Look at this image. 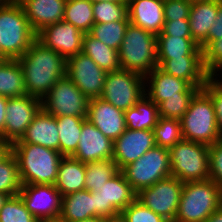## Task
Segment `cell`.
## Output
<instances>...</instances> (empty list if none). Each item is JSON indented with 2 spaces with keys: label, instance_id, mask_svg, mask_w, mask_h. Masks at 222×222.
Segmentation results:
<instances>
[{
  "label": "cell",
  "instance_id": "cell-1",
  "mask_svg": "<svg viewBox=\"0 0 222 222\" xmlns=\"http://www.w3.org/2000/svg\"><path fill=\"white\" fill-rule=\"evenodd\" d=\"M17 60L22 68L27 95L41 100L66 75L67 60L37 39Z\"/></svg>",
  "mask_w": 222,
  "mask_h": 222
},
{
  "label": "cell",
  "instance_id": "cell-2",
  "mask_svg": "<svg viewBox=\"0 0 222 222\" xmlns=\"http://www.w3.org/2000/svg\"><path fill=\"white\" fill-rule=\"evenodd\" d=\"M36 36L21 4L17 0H3L0 3V55L7 60L19 59Z\"/></svg>",
  "mask_w": 222,
  "mask_h": 222
},
{
  "label": "cell",
  "instance_id": "cell-3",
  "mask_svg": "<svg viewBox=\"0 0 222 222\" xmlns=\"http://www.w3.org/2000/svg\"><path fill=\"white\" fill-rule=\"evenodd\" d=\"M22 184H55L59 163L64 157L38 144L12 143Z\"/></svg>",
  "mask_w": 222,
  "mask_h": 222
},
{
  "label": "cell",
  "instance_id": "cell-4",
  "mask_svg": "<svg viewBox=\"0 0 222 222\" xmlns=\"http://www.w3.org/2000/svg\"><path fill=\"white\" fill-rule=\"evenodd\" d=\"M222 205V189L212 180L184 182L174 222H204Z\"/></svg>",
  "mask_w": 222,
  "mask_h": 222
},
{
  "label": "cell",
  "instance_id": "cell-5",
  "mask_svg": "<svg viewBox=\"0 0 222 222\" xmlns=\"http://www.w3.org/2000/svg\"><path fill=\"white\" fill-rule=\"evenodd\" d=\"M118 55L121 69L145 77L158 67L157 36L129 23Z\"/></svg>",
  "mask_w": 222,
  "mask_h": 222
},
{
  "label": "cell",
  "instance_id": "cell-6",
  "mask_svg": "<svg viewBox=\"0 0 222 222\" xmlns=\"http://www.w3.org/2000/svg\"><path fill=\"white\" fill-rule=\"evenodd\" d=\"M180 122L183 139L208 146L221 139L213 102L203 89L194 95Z\"/></svg>",
  "mask_w": 222,
  "mask_h": 222
},
{
  "label": "cell",
  "instance_id": "cell-7",
  "mask_svg": "<svg viewBox=\"0 0 222 222\" xmlns=\"http://www.w3.org/2000/svg\"><path fill=\"white\" fill-rule=\"evenodd\" d=\"M168 150L172 177L183 183L210 179L208 145L182 139Z\"/></svg>",
  "mask_w": 222,
  "mask_h": 222
},
{
  "label": "cell",
  "instance_id": "cell-8",
  "mask_svg": "<svg viewBox=\"0 0 222 222\" xmlns=\"http://www.w3.org/2000/svg\"><path fill=\"white\" fill-rule=\"evenodd\" d=\"M121 171L126 181L138 193L141 189L151 187L171 176L169 150L155 146Z\"/></svg>",
  "mask_w": 222,
  "mask_h": 222
},
{
  "label": "cell",
  "instance_id": "cell-9",
  "mask_svg": "<svg viewBox=\"0 0 222 222\" xmlns=\"http://www.w3.org/2000/svg\"><path fill=\"white\" fill-rule=\"evenodd\" d=\"M145 77L125 69L107 72L100 96L117 109L126 111L145 95Z\"/></svg>",
  "mask_w": 222,
  "mask_h": 222
},
{
  "label": "cell",
  "instance_id": "cell-10",
  "mask_svg": "<svg viewBox=\"0 0 222 222\" xmlns=\"http://www.w3.org/2000/svg\"><path fill=\"white\" fill-rule=\"evenodd\" d=\"M89 99L65 75L42 98V109L55 117H87Z\"/></svg>",
  "mask_w": 222,
  "mask_h": 222
},
{
  "label": "cell",
  "instance_id": "cell-11",
  "mask_svg": "<svg viewBox=\"0 0 222 222\" xmlns=\"http://www.w3.org/2000/svg\"><path fill=\"white\" fill-rule=\"evenodd\" d=\"M184 183L167 177L137 193V200L169 222H174Z\"/></svg>",
  "mask_w": 222,
  "mask_h": 222
},
{
  "label": "cell",
  "instance_id": "cell-12",
  "mask_svg": "<svg viewBox=\"0 0 222 222\" xmlns=\"http://www.w3.org/2000/svg\"><path fill=\"white\" fill-rule=\"evenodd\" d=\"M94 193L95 217H108L121 213L137 199V192L126 181L121 170Z\"/></svg>",
  "mask_w": 222,
  "mask_h": 222
},
{
  "label": "cell",
  "instance_id": "cell-13",
  "mask_svg": "<svg viewBox=\"0 0 222 222\" xmlns=\"http://www.w3.org/2000/svg\"><path fill=\"white\" fill-rule=\"evenodd\" d=\"M18 195L38 221L59 218L63 196L55 185L22 184Z\"/></svg>",
  "mask_w": 222,
  "mask_h": 222
},
{
  "label": "cell",
  "instance_id": "cell-14",
  "mask_svg": "<svg viewBox=\"0 0 222 222\" xmlns=\"http://www.w3.org/2000/svg\"><path fill=\"white\" fill-rule=\"evenodd\" d=\"M106 74L105 70L82 52L67 59L66 76L88 99L101 96Z\"/></svg>",
  "mask_w": 222,
  "mask_h": 222
},
{
  "label": "cell",
  "instance_id": "cell-15",
  "mask_svg": "<svg viewBox=\"0 0 222 222\" xmlns=\"http://www.w3.org/2000/svg\"><path fill=\"white\" fill-rule=\"evenodd\" d=\"M41 109V99L34 96L25 95L8 98L4 139L11 144L20 140Z\"/></svg>",
  "mask_w": 222,
  "mask_h": 222
},
{
  "label": "cell",
  "instance_id": "cell-16",
  "mask_svg": "<svg viewBox=\"0 0 222 222\" xmlns=\"http://www.w3.org/2000/svg\"><path fill=\"white\" fill-rule=\"evenodd\" d=\"M85 33L64 20L48 25L37 33L36 39L66 60L82 51Z\"/></svg>",
  "mask_w": 222,
  "mask_h": 222
},
{
  "label": "cell",
  "instance_id": "cell-17",
  "mask_svg": "<svg viewBox=\"0 0 222 222\" xmlns=\"http://www.w3.org/2000/svg\"><path fill=\"white\" fill-rule=\"evenodd\" d=\"M156 146L153 130L125 129L113 142V160L118 170L135 162Z\"/></svg>",
  "mask_w": 222,
  "mask_h": 222
},
{
  "label": "cell",
  "instance_id": "cell-18",
  "mask_svg": "<svg viewBox=\"0 0 222 222\" xmlns=\"http://www.w3.org/2000/svg\"><path fill=\"white\" fill-rule=\"evenodd\" d=\"M150 79V80H149ZM149 80V82H148ZM145 84H149L147 95L157 106L168 97H194L200 90L191 86L187 81L176 78L159 67L154 68L145 76Z\"/></svg>",
  "mask_w": 222,
  "mask_h": 222
},
{
  "label": "cell",
  "instance_id": "cell-19",
  "mask_svg": "<svg viewBox=\"0 0 222 222\" xmlns=\"http://www.w3.org/2000/svg\"><path fill=\"white\" fill-rule=\"evenodd\" d=\"M86 119L113 142L127 128L124 111L100 97L89 99Z\"/></svg>",
  "mask_w": 222,
  "mask_h": 222
},
{
  "label": "cell",
  "instance_id": "cell-20",
  "mask_svg": "<svg viewBox=\"0 0 222 222\" xmlns=\"http://www.w3.org/2000/svg\"><path fill=\"white\" fill-rule=\"evenodd\" d=\"M71 157L83 163L113 159V141L86 120L82 124L77 150Z\"/></svg>",
  "mask_w": 222,
  "mask_h": 222
},
{
  "label": "cell",
  "instance_id": "cell-21",
  "mask_svg": "<svg viewBox=\"0 0 222 222\" xmlns=\"http://www.w3.org/2000/svg\"><path fill=\"white\" fill-rule=\"evenodd\" d=\"M129 22L156 36L162 32L164 0H127Z\"/></svg>",
  "mask_w": 222,
  "mask_h": 222
},
{
  "label": "cell",
  "instance_id": "cell-22",
  "mask_svg": "<svg viewBox=\"0 0 222 222\" xmlns=\"http://www.w3.org/2000/svg\"><path fill=\"white\" fill-rule=\"evenodd\" d=\"M158 67L167 74L187 81L198 89H202L210 78L204 67L203 56L158 60Z\"/></svg>",
  "mask_w": 222,
  "mask_h": 222
},
{
  "label": "cell",
  "instance_id": "cell-23",
  "mask_svg": "<svg viewBox=\"0 0 222 222\" xmlns=\"http://www.w3.org/2000/svg\"><path fill=\"white\" fill-rule=\"evenodd\" d=\"M17 1L21 4L31 28L37 34L46 26L63 20L67 0Z\"/></svg>",
  "mask_w": 222,
  "mask_h": 222
},
{
  "label": "cell",
  "instance_id": "cell-24",
  "mask_svg": "<svg viewBox=\"0 0 222 222\" xmlns=\"http://www.w3.org/2000/svg\"><path fill=\"white\" fill-rule=\"evenodd\" d=\"M14 143H31L59 151V132L56 117L41 109L27 127L25 134Z\"/></svg>",
  "mask_w": 222,
  "mask_h": 222
},
{
  "label": "cell",
  "instance_id": "cell-25",
  "mask_svg": "<svg viewBox=\"0 0 222 222\" xmlns=\"http://www.w3.org/2000/svg\"><path fill=\"white\" fill-rule=\"evenodd\" d=\"M218 16V0L194 1L188 17L192 39L203 50L208 45V32Z\"/></svg>",
  "mask_w": 222,
  "mask_h": 222
},
{
  "label": "cell",
  "instance_id": "cell-26",
  "mask_svg": "<svg viewBox=\"0 0 222 222\" xmlns=\"http://www.w3.org/2000/svg\"><path fill=\"white\" fill-rule=\"evenodd\" d=\"M86 163L65 156L59 163L55 187L62 196L85 190Z\"/></svg>",
  "mask_w": 222,
  "mask_h": 222
},
{
  "label": "cell",
  "instance_id": "cell-27",
  "mask_svg": "<svg viewBox=\"0 0 222 222\" xmlns=\"http://www.w3.org/2000/svg\"><path fill=\"white\" fill-rule=\"evenodd\" d=\"M91 217H95L93 192L82 190L62 197L60 219L78 222Z\"/></svg>",
  "mask_w": 222,
  "mask_h": 222
},
{
  "label": "cell",
  "instance_id": "cell-28",
  "mask_svg": "<svg viewBox=\"0 0 222 222\" xmlns=\"http://www.w3.org/2000/svg\"><path fill=\"white\" fill-rule=\"evenodd\" d=\"M127 129L153 130L159 119L158 106L144 95L134 107L124 111Z\"/></svg>",
  "mask_w": 222,
  "mask_h": 222
},
{
  "label": "cell",
  "instance_id": "cell-29",
  "mask_svg": "<svg viewBox=\"0 0 222 222\" xmlns=\"http://www.w3.org/2000/svg\"><path fill=\"white\" fill-rule=\"evenodd\" d=\"M203 56L201 47L192 38L157 36V60Z\"/></svg>",
  "mask_w": 222,
  "mask_h": 222
},
{
  "label": "cell",
  "instance_id": "cell-30",
  "mask_svg": "<svg viewBox=\"0 0 222 222\" xmlns=\"http://www.w3.org/2000/svg\"><path fill=\"white\" fill-rule=\"evenodd\" d=\"M89 56L101 69L112 72L121 69L118 51L94 38L90 33L83 37L82 51Z\"/></svg>",
  "mask_w": 222,
  "mask_h": 222
},
{
  "label": "cell",
  "instance_id": "cell-31",
  "mask_svg": "<svg viewBox=\"0 0 222 222\" xmlns=\"http://www.w3.org/2000/svg\"><path fill=\"white\" fill-rule=\"evenodd\" d=\"M86 120V117H56L59 132V152L64 157L72 156L77 150V145L81 136L82 124Z\"/></svg>",
  "mask_w": 222,
  "mask_h": 222
},
{
  "label": "cell",
  "instance_id": "cell-32",
  "mask_svg": "<svg viewBox=\"0 0 222 222\" xmlns=\"http://www.w3.org/2000/svg\"><path fill=\"white\" fill-rule=\"evenodd\" d=\"M0 95L8 98L27 95L18 60H6L0 67Z\"/></svg>",
  "mask_w": 222,
  "mask_h": 222
},
{
  "label": "cell",
  "instance_id": "cell-33",
  "mask_svg": "<svg viewBox=\"0 0 222 222\" xmlns=\"http://www.w3.org/2000/svg\"><path fill=\"white\" fill-rule=\"evenodd\" d=\"M64 21L71 23L84 33H89L95 24L93 2L90 0H67Z\"/></svg>",
  "mask_w": 222,
  "mask_h": 222
},
{
  "label": "cell",
  "instance_id": "cell-34",
  "mask_svg": "<svg viewBox=\"0 0 222 222\" xmlns=\"http://www.w3.org/2000/svg\"><path fill=\"white\" fill-rule=\"evenodd\" d=\"M113 159H104L86 163L85 190L99 191L105 182L118 172Z\"/></svg>",
  "mask_w": 222,
  "mask_h": 222
},
{
  "label": "cell",
  "instance_id": "cell-35",
  "mask_svg": "<svg viewBox=\"0 0 222 222\" xmlns=\"http://www.w3.org/2000/svg\"><path fill=\"white\" fill-rule=\"evenodd\" d=\"M129 20H119L109 23H95L89 32L112 49L119 50L123 42Z\"/></svg>",
  "mask_w": 222,
  "mask_h": 222
},
{
  "label": "cell",
  "instance_id": "cell-36",
  "mask_svg": "<svg viewBox=\"0 0 222 222\" xmlns=\"http://www.w3.org/2000/svg\"><path fill=\"white\" fill-rule=\"evenodd\" d=\"M21 187L17 158L11 151L0 161V192L10 197L17 196Z\"/></svg>",
  "mask_w": 222,
  "mask_h": 222
},
{
  "label": "cell",
  "instance_id": "cell-37",
  "mask_svg": "<svg viewBox=\"0 0 222 222\" xmlns=\"http://www.w3.org/2000/svg\"><path fill=\"white\" fill-rule=\"evenodd\" d=\"M156 146L169 149L183 139L181 122L176 119L159 117L153 128Z\"/></svg>",
  "mask_w": 222,
  "mask_h": 222
},
{
  "label": "cell",
  "instance_id": "cell-38",
  "mask_svg": "<svg viewBox=\"0 0 222 222\" xmlns=\"http://www.w3.org/2000/svg\"><path fill=\"white\" fill-rule=\"evenodd\" d=\"M93 14L95 23L129 20L128 2H93Z\"/></svg>",
  "mask_w": 222,
  "mask_h": 222
},
{
  "label": "cell",
  "instance_id": "cell-39",
  "mask_svg": "<svg viewBox=\"0 0 222 222\" xmlns=\"http://www.w3.org/2000/svg\"><path fill=\"white\" fill-rule=\"evenodd\" d=\"M0 222H38L19 195L9 197L0 209Z\"/></svg>",
  "mask_w": 222,
  "mask_h": 222
},
{
  "label": "cell",
  "instance_id": "cell-40",
  "mask_svg": "<svg viewBox=\"0 0 222 222\" xmlns=\"http://www.w3.org/2000/svg\"><path fill=\"white\" fill-rule=\"evenodd\" d=\"M193 97H168L158 105L159 117L181 120Z\"/></svg>",
  "mask_w": 222,
  "mask_h": 222
},
{
  "label": "cell",
  "instance_id": "cell-41",
  "mask_svg": "<svg viewBox=\"0 0 222 222\" xmlns=\"http://www.w3.org/2000/svg\"><path fill=\"white\" fill-rule=\"evenodd\" d=\"M121 213L127 222H169L164 217L144 206L137 199L128 205Z\"/></svg>",
  "mask_w": 222,
  "mask_h": 222
},
{
  "label": "cell",
  "instance_id": "cell-42",
  "mask_svg": "<svg viewBox=\"0 0 222 222\" xmlns=\"http://www.w3.org/2000/svg\"><path fill=\"white\" fill-rule=\"evenodd\" d=\"M203 63L210 77H217L222 69V38L211 41L203 50Z\"/></svg>",
  "mask_w": 222,
  "mask_h": 222
},
{
  "label": "cell",
  "instance_id": "cell-43",
  "mask_svg": "<svg viewBox=\"0 0 222 222\" xmlns=\"http://www.w3.org/2000/svg\"><path fill=\"white\" fill-rule=\"evenodd\" d=\"M216 79L217 77H210L202 89L210 96L213 102L218 132L222 138V80Z\"/></svg>",
  "mask_w": 222,
  "mask_h": 222
},
{
  "label": "cell",
  "instance_id": "cell-44",
  "mask_svg": "<svg viewBox=\"0 0 222 222\" xmlns=\"http://www.w3.org/2000/svg\"><path fill=\"white\" fill-rule=\"evenodd\" d=\"M210 179L222 189V138L209 146Z\"/></svg>",
  "mask_w": 222,
  "mask_h": 222
},
{
  "label": "cell",
  "instance_id": "cell-45",
  "mask_svg": "<svg viewBox=\"0 0 222 222\" xmlns=\"http://www.w3.org/2000/svg\"><path fill=\"white\" fill-rule=\"evenodd\" d=\"M192 3L191 0H164L165 20L188 19Z\"/></svg>",
  "mask_w": 222,
  "mask_h": 222
},
{
  "label": "cell",
  "instance_id": "cell-46",
  "mask_svg": "<svg viewBox=\"0 0 222 222\" xmlns=\"http://www.w3.org/2000/svg\"><path fill=\"white\" fill-rule=\"evenodd\" d=\"M157 36L192 38L188 19L165 20L162 32Z\"/></svg>",
  "mask_w": 222,
  "mask_h": 222
},
{
  "label": "cell",
  "instance_id": "cell-47",
  "mask_svg": "<svg viewBox=\"0 0 222 222\" xmlns=\"http://www.w3.org/2000/svg\"><path fill=\"white\" fill-rule=\"evenodd\" d=\"M222 38V0H218V16L208 32V44Z\"/></svg>",
  "mask_w": 222,
  "mask_h": 222
},
{
  "label": "cell",
  "instance_id": "cell-48",
  "mask_svg": "<svg viewBox=\"0 0 222 222\" xmlns=\"http://www.w3.org/2000/svg\"><path fill=\"white\" fill-rule=\"evenodd\" d=\"M8 97L0 95V136L4 139V125L6 120V107Z\"/></svg>",
  "mask_w": 222,
  "mask_h": 222
},
{
  "label": "cell",
  "instance_id": "cell-49",
  "mask_svg": "<svg viewBox=\"0 0 222 222\" xmlns=\"http://www.w3.org/2000/svg\"><path fill=\"white\" fill-rule=\"evenodd\" d=\"M12 151V144L0 136V161Z\"/></svg>",
  "mask_w": 222,
  "mask_h": 222
},
{
  "label": "cell",
  "instance_id": "cell-50",
  "mask_svg": "<svg viewBox=\"0 0 222 222\" xmlns=\"http://www.w3.org/2000/svg\"><path fill=\"white\" fill-rule=\"evenodd\" d=\"M204 222H222V205L215 210Z\"/></svg>",
  "mask_w": 222,
  "mask_h": 222
},
{
  "label": "cell",
  "instance_id": "cell-51",
  "mask_svg": "<svg viewBox=\"0 0 222 222\" xmlns=\"http://www.w3.org/2000/svg\"><path fill=\"white\" fill-rule=\"evenodd\" d=\"M103 222H127L122 213L103 218Z\"/></svg>",
  "mask_w": 222,
  "mask_h": 222
},
{
  "label": "cell",
  "instance_id": "cell-52",
  "mask_svg": "<svg viewBox=\"0 0 222 222\" xmlns=\"http://www.w3.org/2000/svg\"><path fill=\"white\" fill-rule=\"evenodd\" d=\"M78 222H103V218L102 217H91V218H87L85 220H81Z\"/></svg>",
  "mask_w": 222,
  "mask_h": 222
},
{
  "label": "cell",
  "instance_id": "cell-53",
  "mask_svg": "<svg viewBox=\"0 0 222 222\" xmlns=\"http://www.w3.org/2000/svg\"><path fill=\"white\" fill-rule=\"evenodd\" d=\"M10 196L6 193H1L0 192V209L3 207V204L6 202V200L9 198Z\"/></svg>",
  "mask_w": 222,
  "mask_h": 222
},
{
  "label": "cell",
  "instance_id": "cell-54",
  "mask_svg": "<svg viewBox=\"0 0 222 222\" xmlns=\"http://www.w3.org/2000/svg\"><path fill=\"white\" fill-rule=\"evenodd\" d=\"M38 222H65V221L60 218H56V219L41 220Z\"/></svg>",
  "mask_w": 222,
  "mask_h": 222
},
{
  "label": "cell",
  "instance_id": "cell-55",
  "mask_svg": "<svg viewBox=\"0 0 222 222\" xmlns=\"http://www.w3.org/2000/svg\"><path fill=\"white\" fill-rule=\"evenodd\" d=\"M92 2H103V1H113V2H127V0H90Z\"/></svg>",
  "mask_w": 222,
  "mask_h": 222
},
{
  "label": "cell",
  "instance_id": "cell-56",
  "mask_svg": "<svg viewBox=\"0 0 222 222\" xmlns=\"http://www.w3.org/2000/svg\"><path fill=\"white\" fill-rule=\"evenodd\" d=\"M6 60H7V59H6L4 56L0 55V67L2 66V64H3Z\"/></svg>",
  "mask_w": 222,
  "mask_h": 222
}]
</instances>
